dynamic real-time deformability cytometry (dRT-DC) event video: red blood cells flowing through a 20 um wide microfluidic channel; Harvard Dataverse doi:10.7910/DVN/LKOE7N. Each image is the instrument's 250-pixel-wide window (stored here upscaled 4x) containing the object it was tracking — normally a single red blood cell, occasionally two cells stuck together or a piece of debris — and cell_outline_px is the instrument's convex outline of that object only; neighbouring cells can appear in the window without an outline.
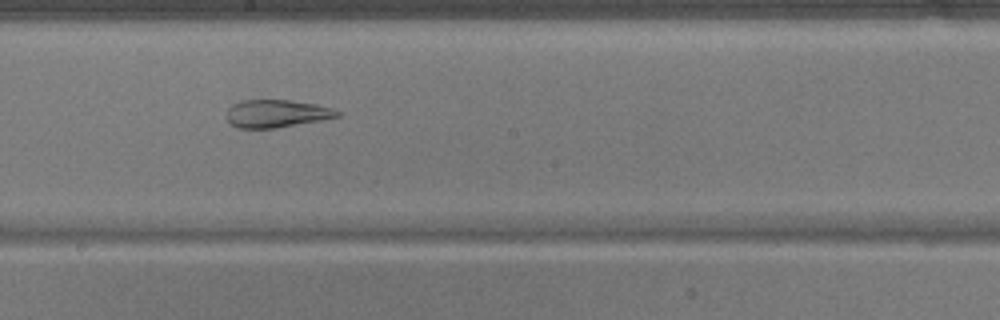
{"species": "common noctule bat (a hibernating species)", "species_latin": "Nyctalus noctula", "temperature_condition": "warm", "stored_images_in_passage": 51, "camera_frame_rate_fps": 3000, "um_per_image_px": 0.085, "animal": {"sex": "male", "body_mass_g": 17.9}, "frame": {"image": 1, "passage_image": 29, "time_ms": 9.333, "image_size_px": [1000, 320], "cell_outline_px": [[340, 116], [320, 120], [276, 128], [236, 128], [228, 120], [228, 108], [232, 104], [240, 100], [292, 100], [316, 104], [332, 108], [340, 112]], "centroid_in_image_um": [23.5, 9.64], "position_along_channel_um": 224.7, "area_um2": 17.8}}
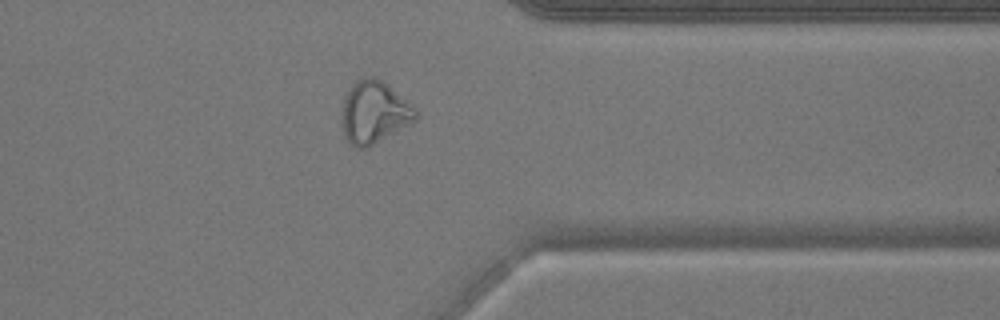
{"frame": {"image": 2, "passage_image": 41, "time_ms": 13.333, "image_size_px": [1000, 320], "cell_outline_px": [[420, 116], [416, 120], [368, 148], [356, 148], [344, 136], [344, 100], [352, 84], [356, 80], [364, 76], [376, 76], [388, 84], [408, 100], [416, 108]], "centroid_in_image_um": [31.87, 9.52], "position_along_channel_um": 379.5, "area_um2": 26.76}}
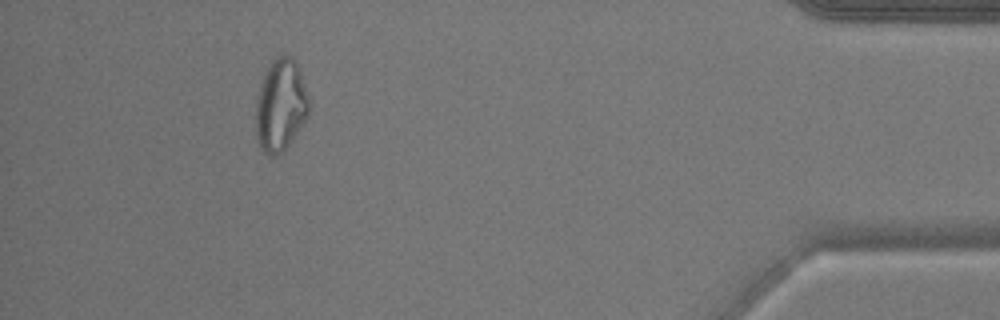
{"frame": {"image": 3, "passage_image": 47, "time_ms": 15.333, "image_size_px": [1000, 320], "cell_outline_px": [[308, 116], [284, 152], [276, 156], [272, 156], [264, 152], [256, 136], [256, 104], [260, 84], [268, 64], [280, 52], [284, 52], [292, 56], [296, 60], [308, 96]], "centroid_in_image_um": [23.85, 8.9], "position_along_channel_um": 411.4, "area_um2": 28.78}}